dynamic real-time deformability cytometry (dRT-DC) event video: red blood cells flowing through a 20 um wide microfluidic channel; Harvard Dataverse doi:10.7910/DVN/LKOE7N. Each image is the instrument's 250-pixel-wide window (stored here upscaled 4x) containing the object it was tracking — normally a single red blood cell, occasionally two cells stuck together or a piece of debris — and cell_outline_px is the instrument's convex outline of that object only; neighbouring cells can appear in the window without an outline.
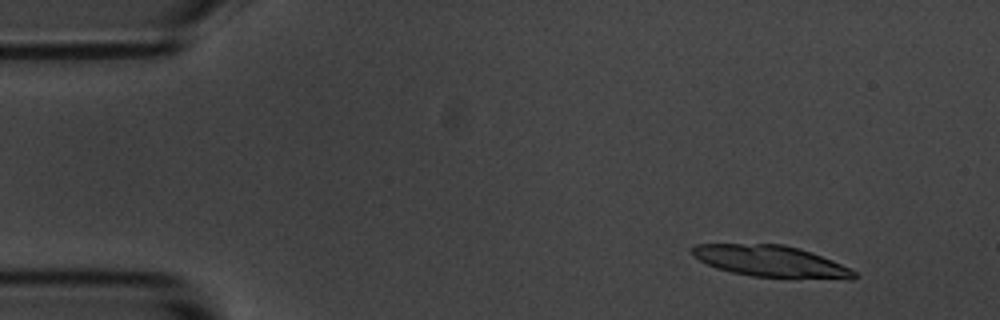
{"species": "common noctule bat (a hibernating species)", "species_latin": "Nyctalus noctula", "temperature_condition": "room temperature", "stored_images_in_passage": 5, "camera_frame_rate_fps": 3000, "um_per_image_px": 0.085, "animal": {"sex": "male", "body_mass_g": 20.1, "forearm_length_mm": 53.5}, "frame": {"image": 1, "passage_image": 1, "time_ms": 0.0, "image_size_px": [1000, 320], "cell_outline_px": [[856, 276], [852, 280], [792, 280], [752, 276], [732, 272], [716, 268], [692, 256], [688, 248], [696, 244], [784, 244], [800, 248], [832, 260], [856, 272]], "centroid_in_image_um": [65.57, 22.25], "position_along_channel_um": 19.4, "area_um2": 30.63}}